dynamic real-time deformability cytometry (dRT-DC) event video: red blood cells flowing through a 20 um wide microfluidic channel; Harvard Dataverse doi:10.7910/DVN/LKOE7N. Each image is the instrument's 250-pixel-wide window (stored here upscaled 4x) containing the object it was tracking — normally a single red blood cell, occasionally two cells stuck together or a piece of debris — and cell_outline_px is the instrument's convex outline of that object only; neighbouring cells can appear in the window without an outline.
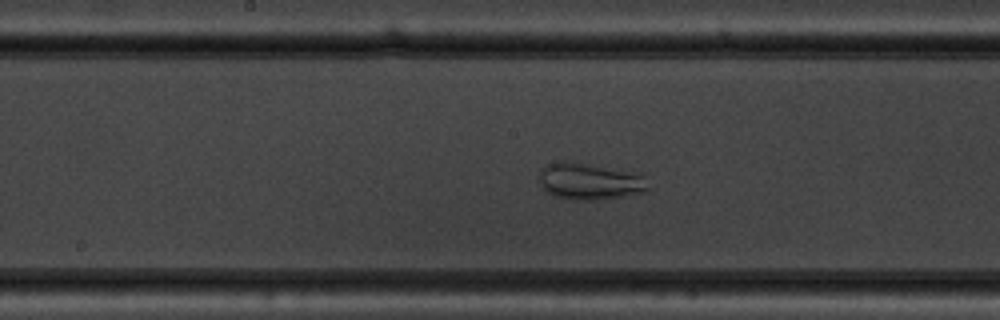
{"species": "common noctule bat (a hibernating species)", "species_latin": "Nyctalus noctula", "temperature_condition": "warm", "stored_images_in_passage": 54, "camera_frame_rate_fps": 3000, "um_per_image_px": 0.085, "animal": {"sex": "male", "body_mass_g": 19.5, "forearm_length_mm": 54.6}, "frame": {"image": 1, "passage_image": 28, "time_ms": 9.0, "image_size_px": [1000, 320], "cell_outline_px": [[648, 188], [644, 192], [596, 200], [572, 200], [552, 196], [540, 184], [540, 172], [548, 164], [584, 164], [640, 172], [644, 176]], "centroid_in_image_um": [50.18, 15.46], "position_along_channel_um": 198.0, "area_um2": 22.6}}
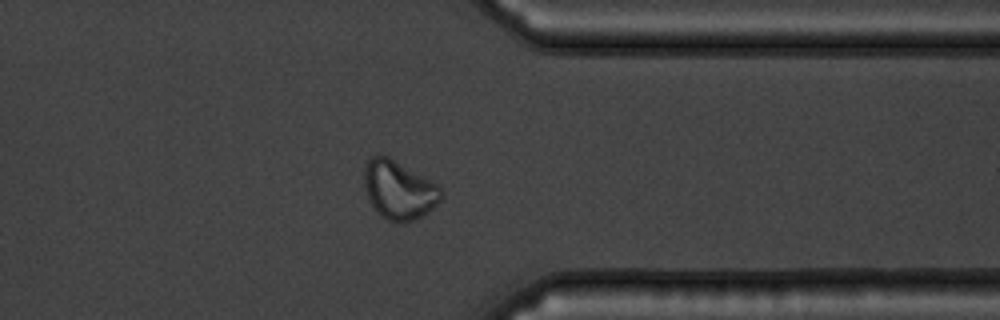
{"frame": {"image": 2, "passage_image": 43, "time_ms": 14.0, "image_size_px": [1000, 320], "cell_outline_px": [[444, 196], [428, 212], [412, 220], [388, 220], [380, 216], [372, 204], [368, 196], [364, 184], [364, 168], [368, 160], [372, 156], [388, 156], [432, 180], [444, 192]], "centroid_in_image_um": [33.92, 16.11], "position_along_channel_um": 377.5, "area_um2": 25.84}}
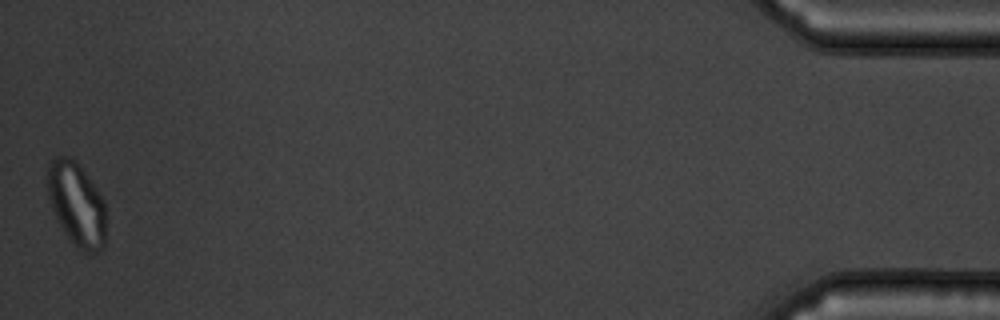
{"frame": {"image": 3, "passage_image": 54, "time_ms": 17.667, "image_size_px": [1000, 320], "cell_outline_px": [[104, 248], [92, 256], [76, 248], [64, 232], [56, 220], [48, 196], [48, 168], [52, 160], [56, 156], [68, 156], [76, 160], [104, 200]], "centroid_in_image_um": [6.51, 17.4], "position_along_channel_um": 428.7, "area_um2": 28.5}, "authors_computed_cell_mechanics": {"area_um2": 27.0504, "velocity_mm_per_s": 3.6712, "shape_relaxation_time_tau1_ms": null, "shape_relaxation_time_tau2_ms": 1.3668, "deformation_change_tau1": null, "deformation_change_tau2": 0.0559}}